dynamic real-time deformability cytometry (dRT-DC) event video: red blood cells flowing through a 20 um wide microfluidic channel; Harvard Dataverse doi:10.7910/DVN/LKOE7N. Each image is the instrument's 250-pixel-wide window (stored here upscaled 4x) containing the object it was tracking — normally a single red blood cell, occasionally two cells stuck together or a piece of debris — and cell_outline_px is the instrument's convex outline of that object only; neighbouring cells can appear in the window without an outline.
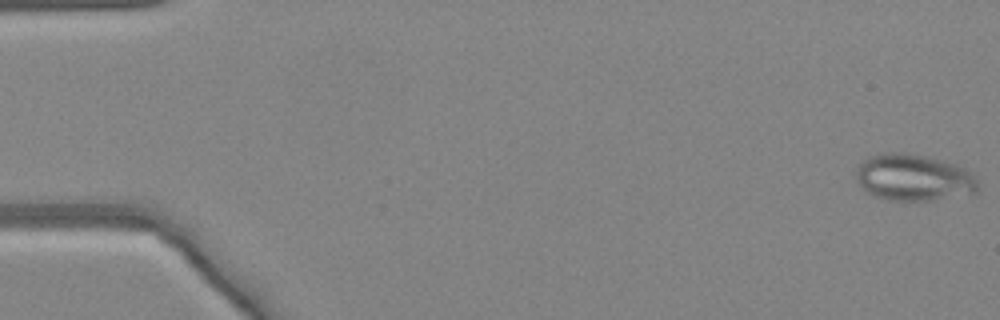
{"species": "common noctule bat (a hibernating species)", "species_latin": "Nyctalus noctula", "temperature_condition": "warm", "stored_images_in_passage": 48, "camera_frame_rate_fps": 3000, "um_per_image_px": 0.085, "animal": {"sex": "female", "body_mass_g": 24.6, "forearm_length_mm": 56.2}, "frame": {"image": 1, "passage_image": 1, "time_ms": 0.0, "image_size_px": [1000, 320], "cell_outline_px": [[976, 192], [932, 200], [888, 200], [876, 196], [868, 192], [856, 180], [856, 164], [868, 156], [880, 152], [904, 152], [928, 156], [956, 164], [964, 168], [976, 176]], "centroid_in_image_um": [77.6, 15.05], "position_along_channel_um": 7.4, "area_um2": 33.23}}
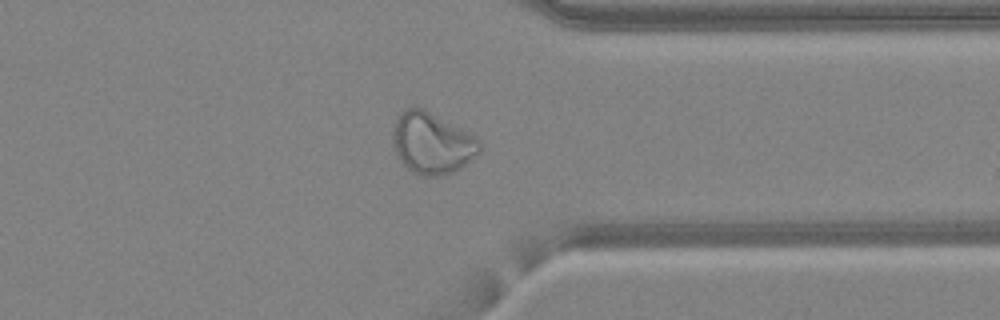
{"frame": {"image": 2, "passage_image": 38, "time_ms": 12.333, "image_size_px": [1000, 320], "cell_outline_px": [[480, 152], [460, 168], [444, 176], [424, 176], [412, 172], [400, 160], [392, 144], [392, 132], [396, 116], [400, 112], [408, 108], [424, 108], [476, 136], [480, 140]], "centroid_in_image_um": [36.71, 12.16], "position_along_channel_um": 374.7, "area_um2": 31.15}}
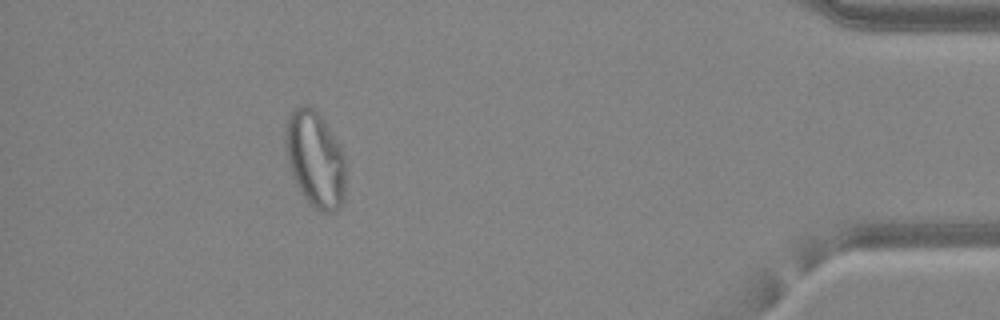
{"frame": {"image": 3, "passage_image": 44, "time_ms": 14.333, "image_size_px": [1000, 320], "cell_outline_px": [[344, 200], [340, 208], [336, 212], [320, 212], [308, 204], [296, 184], [292, 176], [284, 148], [284, 128], [288, 116], [292, 108], [304, 104], [308, 104], [320, 116], [340, 144], [344, 152]], "centroid_in_image_um": [26.76, 13.53], "position_along_channel_um": 408.4, "area_um2": 34.33}}